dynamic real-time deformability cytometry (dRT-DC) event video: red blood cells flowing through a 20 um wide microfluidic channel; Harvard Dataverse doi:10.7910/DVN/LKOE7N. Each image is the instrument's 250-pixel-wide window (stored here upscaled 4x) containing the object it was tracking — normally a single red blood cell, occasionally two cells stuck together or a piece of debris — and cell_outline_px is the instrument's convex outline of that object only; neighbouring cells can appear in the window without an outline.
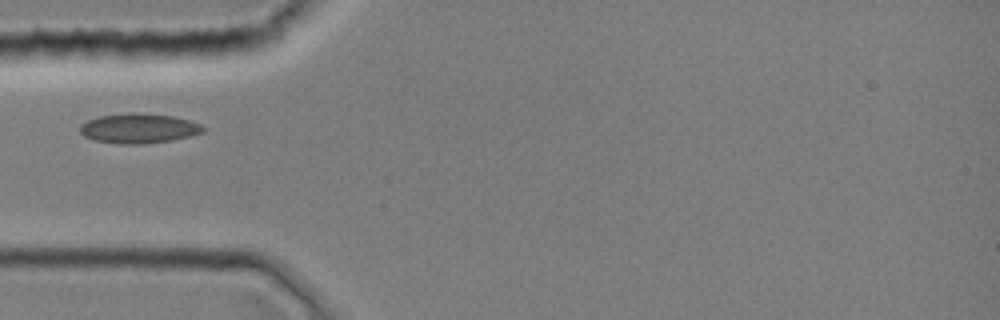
{"species": "common noctule bat (a hibernating species)", "species_latin": "Nyctalus noctula", "temperature_condition": "room temperature", "stored_images_in_passage": 1, "camera_frame_rate_fps": 3000, "um_per_image_px": 0.085, "animal": {"sex": "female", "body_mass_g": 19.0, "forearm_length_mm": 51.5}, "frame": {"image": 1, "passage_image": 1, "time_ms": 0.0, "image_size_px": [1000, 320], "cell_outline_px": [[204, 132], [172, 140], [140, 144], [120, 144], [96, 140], [84, 136], [80, 132], [80, 124], [88, 120], [100, 116], [132, 112], [172, 116], [188, 120], [200, 124], [204, 128]], "centroid_in_image_um": [11.77, 10.91], "position_along_channel_um": 73.2, "area_um2": 21.1}}